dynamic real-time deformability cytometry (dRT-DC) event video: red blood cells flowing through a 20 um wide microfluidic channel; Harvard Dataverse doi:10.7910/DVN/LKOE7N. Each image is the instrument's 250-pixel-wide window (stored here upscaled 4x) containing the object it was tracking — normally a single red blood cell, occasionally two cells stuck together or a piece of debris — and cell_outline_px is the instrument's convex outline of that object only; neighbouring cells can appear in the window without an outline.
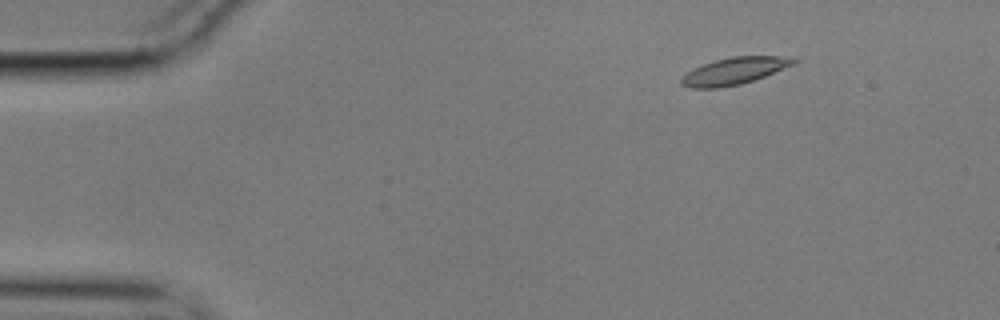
{"species": "common noctule bat (a hibernating species)", "species_latin": "Nyctalus noctula", "temperature_condition": "cold", "stored_images_in_passage": 57, "camera_frame_rate_fps": 3000, "um_per_image_px": 0.085, "animal": {"sex": "male", "body_mass_g": 17.9}, "frame": {"image": 1, "passage_image": 8, "time_ms": 2.333, "image_size_px": [1000, 320], "cell_outline_px": [[800, 60], [792, 64], [764, 76], [740, 84], [716, 88], [692, 88], [680, 84], [680, 76], [692, 68], [716, 60], [732, 56], [792, 56]], "centroid_in_image_um": [62.37, 6.02], "position_along_channel_um": 22.6, "area_um2": 17.57}}
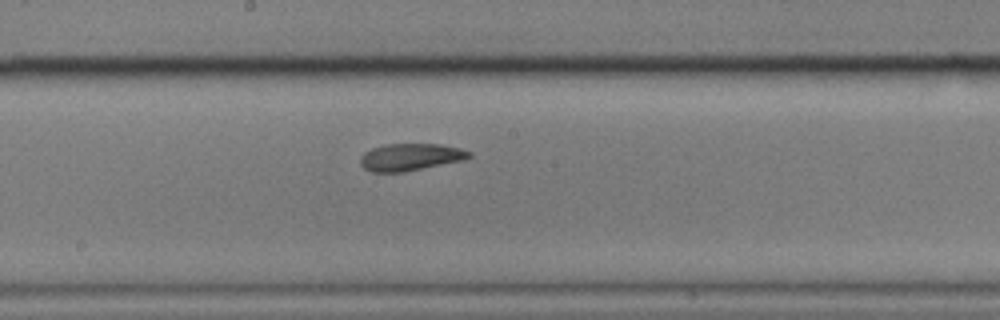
{"frame": {"image": 2, "passage_image": 31, "time_ms": 10.0, "image_size_px": [1000, 320], "cell_outline_px": [[472, 156], [464, 160], [404, 172], [372, 172], [364, 168], [360, 164], [360, 156], [364, 152], [372, 148], [388, 144], [440, 144], [460, 148], [472, 152]], "centroid_in_image_um": [34.89, 13.35], "position_along_channel_um": 213.3, "area_um2": 17.28}}
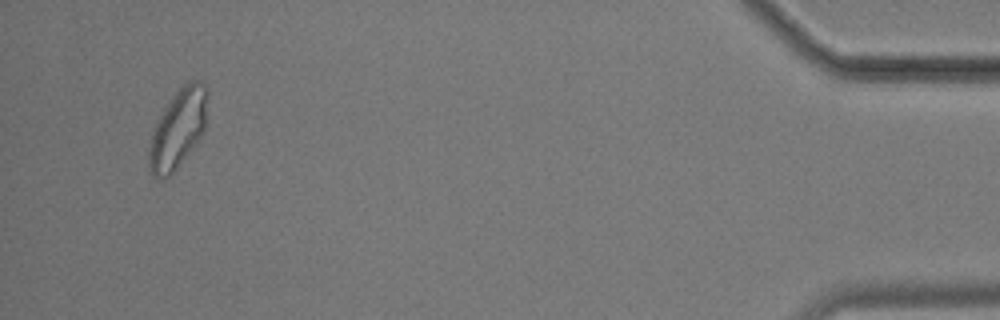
{"frame": {"image": 3, "passage_image": 55, "time_ms": 18.0, "image_size_px": [1000, 320], "cell_outline_px": [[208, 96], [204, 132], [176, 168], [164, 180], [156, 180], [152, 176], [148, 164], [148, 152], [152, 132], [164, 108], [176, 92], [184, 84], [192, 80], [200, 80], [208, 88]], "centroid_in_image_um": [15.12, 10.95], "position_along_channel_um": 420.1, "area_um2": 26.7}, "authors_computed_cell_mechanics": {"area_um2": 17.5712, "velocity_mm_per_s": 3.5097, "shape_relaxation_time_tau1_ms": 7.7349, "shape_relaxation_time_tau2_ms": null, "deformation_change_tau1": 0.2065, "deformation_change_tau2": null}}